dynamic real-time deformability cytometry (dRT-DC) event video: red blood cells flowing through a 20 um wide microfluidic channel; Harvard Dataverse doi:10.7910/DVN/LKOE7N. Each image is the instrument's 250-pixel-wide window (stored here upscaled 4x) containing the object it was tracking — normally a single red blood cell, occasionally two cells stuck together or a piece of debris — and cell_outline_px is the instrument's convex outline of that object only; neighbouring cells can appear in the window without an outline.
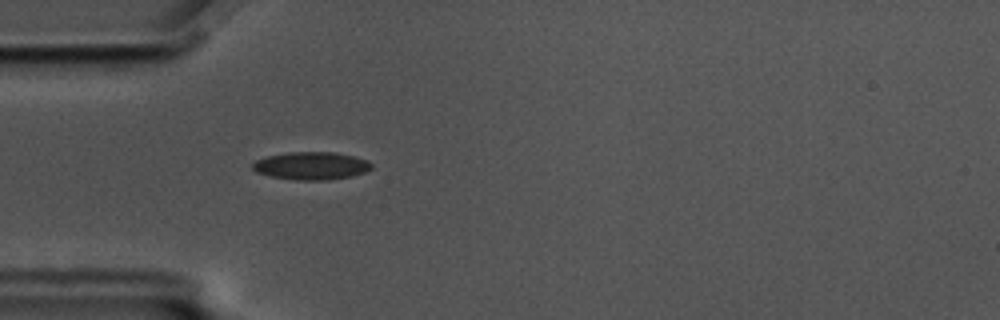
{"species": "common noctule bat (a hibernating species)", "species_latin": "Nyctalus noctula", "temperature_condition": "cold", "stored_images_in_passage": 57, "camera_frame_rate_fps": 3000, "um_per_image_px": 0.085, "animal": {"sex": "male", "body_mass_g": 17.5, "forearm_length_mm": 52.3}, "frame": {"image": 1, "passage_image": 17, "time_ms": 5.333, "image_size_px": [1000, 320], "cell_outline_px": [[372, 168], [364, 172], [352, 176], [324, 180], [296, 180], [272, 176], [256, 172], [252, 168], [252, 164], [256, 160], [264, 156], [288, 152], [332, 152], [352, 156], [368, 160], [372, 164]], "centroid_in_image_um": [26.44, 14.08], "position_along_channel_um": 58.6, "area_um2": 19.19}}
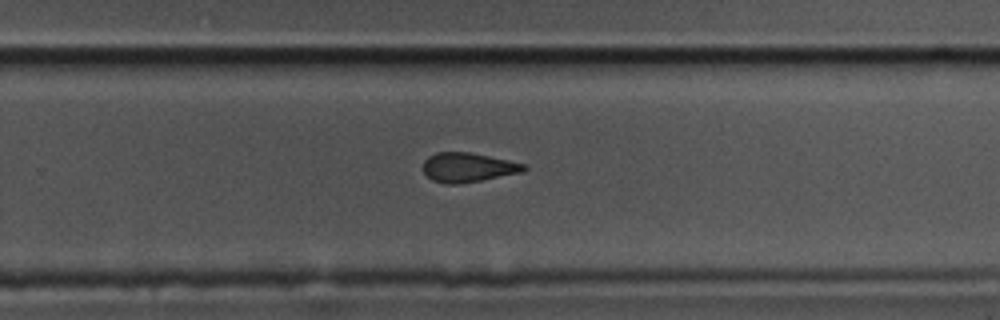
{"frame": {"image": 2, "passage_image": 37, "time_ms": 12.0, "image_size_px": [1000, 320], "cell_outline_px": [[528, 168], [524, 172], [480, 180], [456, 184], [444, 184], [432, 180], [424, 172], [424, 160], [428, 156], [436, 152], [468, 152], [528, 164]], "centroid_in_image_um": [39.8, 14.22], "position_along_channel_um": 290.0, "area_um2": 17.22}}
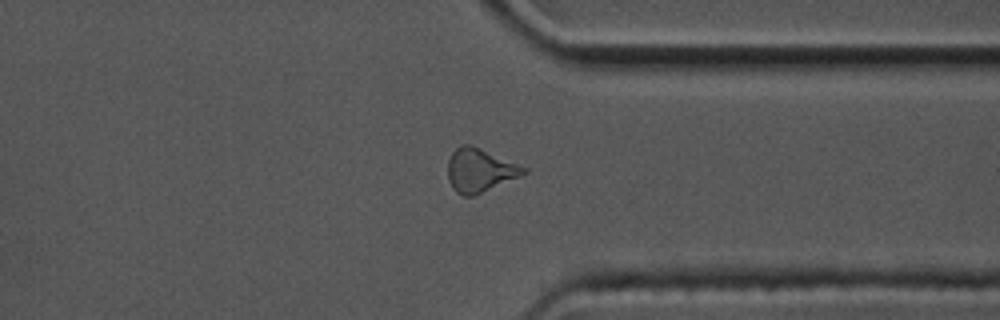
{"frame": {"image": 3, "passage_image": 44, "time_ms": 14.333, "image_size_px": [1000, 320], "cell_outline_px": [[528, 172], [520, 176], [472, 196], [464, 196], [456, 192], [452, 188], [448, 180], [448, 160], [452, 152], [460, 144], [468, 144], [480, 148], [528, 168]], "centroid_in_image_um": [40.76, 14.46], "position_along_channel_um": 370.6, "area_um2": 19.07}, "authors_computed_cell_mechanics": {"area_um2": 18.7272, "velocity_mm_per_s": 3.5185, "shape_relaxation_time_tau1_ms": null, "shape_relaxation_time_tau2_ms": 4.8857, "deformation_change_tau1": null, "deformation_change_tau2": 0.1108}}